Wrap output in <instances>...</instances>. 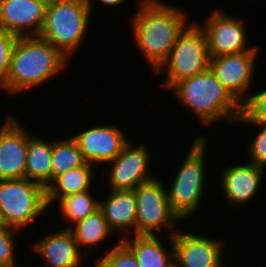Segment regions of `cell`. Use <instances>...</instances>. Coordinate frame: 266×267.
Returning <instances> with one entry per match:
<instances>
[{"label":"cell","instance_id":"3","mask_svg":"<svg viewBox=\"0 0 266 267\" xmlns=\"http://www.w3.org/2000/svg\"><path fill=\"white\" fill-rule=\"evenodd\" d=\"M179 104L190 109L203 125L226 120L235 123L241 114V104L220 83L208 68L203 73L177 82L171 89Z\"/></svg>","mask_w":266,"mask_h":267},{"label":"cell","instance_id":"23","mask_svg":"<svg viewBox=\"0 0 266 267\" xmlns=\"http://www.w3.org/2000/svg\"><path fill=\"white\" fill-rule=\"evenodd\" d=\"M86 163L77 142L70 136L64 140L53 141L52 151V182L71 169Z\"/></svg>","mask_w":266,"mask_h":267},{"label":"cell","instance_id":"15","mask_svg":"<svg viewBox=\"0 0 266 267\" xmlns=\"http://www.w3.org/2000/svg\"><path fill=\"white\" fill-rule=\"evenodd\" d=\"M46 6L43 0H0V29L17 37L39 36Z\"/></svg>","mask_w":266,"mask_h":267},{"label":"cell","instance_id":"13","mask_svg":"<svg viewBox=\"0 0 266 267\" xmlns=\"http://www.w3.org/2000/svg\"><path fill=\"white\" fill-rule=\"evenodd\" d=\"M258 47L242 53L210 57L209 68L220 83L241 104L252 84Z\"/></svg>","mask_w":266,"mask_h":267},{"label":"cell","instance_id":"28","mask_svg":"<svg viewBox=\"0 0 266 267\" xmlns=\"http://www.w3.org/2000/svg\"><path fill=\"white\" fill-rule=\"evenodd\" d=\"M17 36L0 29V89L6 84L10 58Z\"/></svg>","mask_w":266,"mask_h":267},{"label":"cell","instance_id":"16","mask_svg":"<svg viewBox=\"0 0 266 267\" xmlns=\"http://www.w3.org/2000/svg\"><path fill=\"white\" fill-rule=\"evenodd\" d=\"M266 168L251 162L229 165L221 174V188L224 200L231 207L238 208L247 205L258 193Z\"/></svg>","mask_w":266,"mask_h":267},{"label":"cell","instance_id":"2","mask_svg":"<svg viewBox=\"0 0 266 267\" xmlns=\"http://www.w3.org/2000/svg\"><path fill=\"white\" fill-rule=\"evenodd\" d=\"M68 59L40 36L18 37L13 47L6 84L8 94L24 93L63 73Z\"/></svg>","mask_w":266,"mask_h":267},{"label":"cell","instance_id":"4","mask_svg":"<svg viewBox=\"0 0 266 267\" xmlns=\"http://www.w3.org/2000/svg\"><path fill=\"white\" fill-rule=\"evenodd\" d=\"M203 135L195 136L180 169L172 179L171 187L167 189L170 207L181 221L197 213L205 193L206 148L209 141Z\"/></svg>","mask_w":266,"mask_h":267},{"label":"cell","instance_id":"30","mask_svg":"<svg viewBox=\"0 0 266 267\" xmlns=\"http://www.w3.org/2000/svg\"><path fill=\"white\" fill-rule=\"evenodd\" d=\"M87 1H88V5L91 9V12H94V10H95L94 7H96V6H94V3H93L94 1L93 0H87ZM99 2L102 4H105L106 6L114 7V6H118V5L120 6V4H123L124 0H99Z\"/></svg>","mask_w":266,"mask_h":267},{"label":"cell","instance_id":"1","mask_svg":"<svg viewBox=\"0 0 266 267\" xmlns=\"http://www.w3.org/2000/svg\"><path fill=\"white\" fill-rule=\"evenodd\" d=\"M137 2V12L129 20L133 41L155 73L169 57L178 36L191 22L185 9L178 6L161 0Z\"/></svg>","mask_w":266,"mask_h":267},{"label":"cell","instance_id":"21","mask_svg":"<svg viewBox=\"0 0 266 267\" xmlns=\"http://www.w3.org/2000/svg\"><path fill=\"white\" fill-rule=\"evenodd\" d=\"M53 142L31 135L28 139L25 178L47 188L52 183Z\"/></svg>","mask_w":266,"mask_h":267},{"label":"cell","instance_id":"11","mask_svg":"<svg viewBox=\"0 0 266 267\" xmlns=\"http://www.w3.org/2000/svg\"><path fill=\"white\" fill-rule=\"evenodd\" d=\"M178 229L173 235L174 263L178 267H225L223 251L227 242Z\"/></svg>","mask_w":266,"mask_h":267},{"label":"cell","instance_id":"18","mask_svg":"<svg viewBox=\"0 0 266 267\" xmlns=\"http://www.w3.org/2000/svg\"><path fill=\"white\" fill-rule=\"evenodd\" d=\"M99 209L113 232L126 233L122 238L127 237L130 230L132 235H136L137 205L134 190H110L107 198L99 201Z\"/></svg>","mask_w":266,"mask_h":267},{"label":"cell","instance_id":"9","mask_svg":"<svg viewBox=\"0 0 266 267\" xmlns=\"http://www.w3.org/2000/svg\"><path fill=\"white\" fill-rule=\"evenodd\" d=\"M225 13L213 10L203 24L199 23L206 34L210 57L242 53L254 48V45L247 44L245 21Z\"/></svg>","mask_w":266,"mask_h":267},{"label":"cell","instance_id":"7","mask_svg":"<svg viewBox=\"0 0 266 267\" xmlns=\"http://www.w3.org/2000/svg\"><path fill=\"white\" fill-rule=\"evenodd\" d=\"M0 206L6 226L21 231L46 212V188L27 178L0 180Z\"/></svg>","mask_w":266,"mask_h":267},{"label":"cell","instance_id":"8","mask_svg":"<svg viewBox=\"0 0 266 267\" xmlns=\"http://www.w3.org/2000/svg\"><path fill=\"white\" fill-rule=\"evenodd\" d=\"M165 187L160 178L154 177L134 189L137 205L136 235L156 236V232L164 229L169 237L177 231L176 225L182 221L172 211Z\"/></svg>","mask_w":266,"mask_h":267},{"label":"cell","instance_id":"17","mask_svg":"<svg viewBox=\"0 0 266 267\" xmlns=\"http://www.w3.org/2000/svg\"><path fill=\"white\" fill-rule=\"evenodd\" d=\"M32 250L46 260L43 267H83V255L69 228L55 230L47 237L32 243Z\"/></svg>","mask_w":266,"mask_h":267},{"label":"cell","instance_id":"5","mask_svg":"<svg viewBox=\"0 0 266 267\" xmlns=\"http://www.w3.org/2000/svg\"><path fill=\"white\" fill-rule=\"evenodd\" d=\"M91 15L87 0H59L47 3L45 21L39 36L69 59L80 49V44L85 42Z\"/></svg>","mask_w":266,"mask_h":267},{"label":"cell","instance_id":"25","mask_svg":"<svg viewBox=\"0 0 266 267\" xmlns=\"http://www.w3.org/2000/svg\"><path fill=\"white\" fill-rule=\"evenodd\" d=\"M236 123L266 125V89L245 96V100L241 103V114Z\"/></svg>","mask_w":266,"mask_h":267},{"label":"cell","instance_id":"20","mask_svg":"<svg viewBox=\"0 0 266 267\" xmlns=\"http://www.w3.org/2000/svg\"><path fill=\"white\" fill-rule=\"evenodd\" d=\"M95 165L85 163L84 165L71 169L65 174L59 175L47 188H46V203L48 208L56 200H60L70 194L91 190L92 185L96 178L94 171ZM95 175V176H94Z\"/></svg>","mask_w":266,"mask_h":267},{"label":"cell","instance_id":"22","mask_svg":"<svg viewBox=\"0 0 266 267\" xmlns=\"http://www.w3.org/2000/svg\"><path fill=\"white\" fill-rule=\"evenodd\" d=\"M73 227V228H72ZM69 228L77 242L78 248L86 246L88 250L97 248L103 244L109 236L114 233L108 226L100 209L88 215L86 218L76 222ZM99 244V246H98Z\"/></svg>","mask_w":266,"mask_h":267},{"label":"cell","instance_id":"32","mask_svg":"<svg viewBox=\"0 0 266 267\" xmlns=\"http://www.w3.org/2000/svg\"><path fill=\"white\" fill-rule=\"evenodd\" d=\"M45 1L46 3H50V2H55V1H59V0H43Z\"/></svg>","mask_w":266,"mask_h":267},{"label":"cell","instance_id":"6","mask_svg":"<svg viewBox=\"0 0 266 267\" xmlns=\"http://www.w3.org/2000/svg\"><path fill=\"white\" fill-rule=\"evenodd\" d=\"M199 22L192 21L178 36L167 60L155 74L166 72L162 88L170 90L177 82L203 73L209 68L210 55L207 38Z\"/></svg>","mask_w":266,"mask_h":267},{"label":"cell","instance_id":"29","mask_svg":"<svg viewBox=\"0 0 266 267\" xmlns=\"http://www.w3.org/2000/svg\"><path fill=\"white\" fill-rule=\"evenodd\" d=\"M250 125H256L261 128L257 136L247 146L248 154L252 164L266 168V125L256 123H245Z\"/></svg>","mask_w":266,"mask_h":267},{"label":"cell","instance_id":"27","mask_svg":"<svg viewBox=\"0 0 266 267\" xmlns=\"http://www.w3.org/2000/svg\"><path fill=\"white\" fill-rule=\"evenodd\" d=\"M18 232L8 226H0V267H21L17 264L15 253Z\"/></svg>","mask_w":266,"mask_h":267},{"label":"cell","instance_id":"14","mask_svg":"<svg viewBox=\"0 0 266 267\" xmlns=\"http://www.w3.org/2000/svg\"><path fill=\"white\" fill-rule=\"evenodd\" d=\"M122 129L114 125H100L83 129L71 136L78 144L87 163L109 164L130 142Z\"/></svg>","mask_w":266,"mask_h":267},{"label":"cell","instance_id":"19","mask_svg":"<svg viewBox=\"0 0 266 267\" xmlns=\"http://www.w3.org/2000/svg\"><path fill=\"white\" fill-rule=\"evenodd\" d=\"M171 251L165 248L158 236L133 235L121 240L133 251L139 267H171L174 263V248L172 236H169Z\"/></svg>","mask_w":266,"mask_h":267},{"label":"cell","instance_id":"24","mask_svg":"<svg viewBox=\"0 0 266 267\" xmlns=\"http://www.w3.org/2000/svg\"><path fill=\"white\" fill-rule=\"evenodd\" d=\"M91 190L62 197L57 203L66 222L74 225L99 209V200L92 196Z\"/></svg>","mask_w":266,"mask_h":267},{"label":"cell","instance_id":"26","mask_svg":"<svg viewBox=\"0 0 266 267\" xmlns=\"http://www.w3.org/2000/svg\"><path fill=\"white\" fill-rule=\"evenodd\" d=\"M110 248L95 261L93 267H139L135 254L122 240Z\"/></svg>","mask_w":266,"mask_h":267},{"label":"cell","instance_id":"31","mask_svg":"<svg viewBox=\"0 0 266 267\" xmlns=\"http://www.w3.org/2000/svg\"><path fill=\"white\" fill-rule=\"evenodd\" d=\"M0 226H6V222L4 221L3 211L0 206Z\"/></svg>","mask_w":266,"mask_h":267},{"label":"cell","instance_id":"12","mask_svg":"<svg viewBox=\"0 0 266 267\" xmlns=\"http://www.w3.org/2000/svg\"><path fill=\"white\" fill-rule=\"evenodd\" d=\"M20 122L10 114L0 126V180L25 178L28 139L34 133Z\"/></svg>","mask_w":266,"mask_h":267},{"label":"cell","instance_id":"10","mask_svg":"<svg viewBox=\"0 0 266 267\" xmlns=\"http://www.w3.org/2000/svg\"><path fill=\"white\" fill-rule=\"evenodd\" d=\"M147 148L144 143L133 146L130 141L119 155L109 162L108 190L131 191L141 183L156 177L149 173L152 152Z\"/></svg>","mask_w":266,"mask_h":267},{"label":"cell","instance_id":"33","mask_svg":"<svg viewBox=\"0 0 266 267\" xmlns=\"http://www.w3.org/2000/svg\"><path fill=\"white\" fill-rule=\"evenodd\" d=\"M171 267H178V266L175 263H173Z\"/></svg>","mask_w":266,"mask_h":267}]
</instances>
